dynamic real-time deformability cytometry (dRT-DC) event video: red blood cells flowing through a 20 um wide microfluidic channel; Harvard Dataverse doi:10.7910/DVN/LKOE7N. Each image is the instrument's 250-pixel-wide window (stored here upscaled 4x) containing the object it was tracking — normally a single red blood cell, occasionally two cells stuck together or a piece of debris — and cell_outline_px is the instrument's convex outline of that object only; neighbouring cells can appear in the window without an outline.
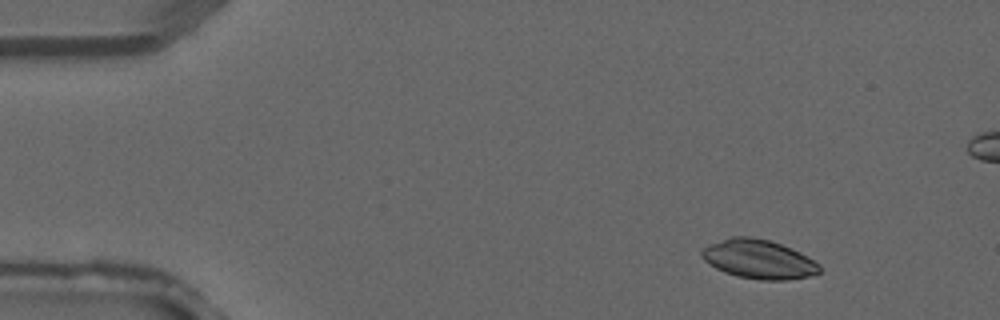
{"species": "common noctule bat (a hibernating species)", "species_latin": "Nyctalus noctula", "temperature_condition": "warm", "stored_images_in_passage": 3, "camera_frame_rate_fps": 3000, "um_per_image_px": 0.085, "animal": {"sex": "male", "forearm_length_mm": 52.5}, "frame": {"image": 1, "passage_image": 1, "time_ms": 0.0, "image_size_px": [1000, 320], "cell_outline_px": [[820, 272], [808, 276], [788, 280], [760, 280], [736, 276], [724, 272], [716, 268], [704, 260], [700, 256], [700, 252], [708, 244], [732, 236], [748, 236], [768, 240], [792, 248], [808, 256], [820, 264]], "centroid_in_image_um": [64.48, 22.03], "position_along_channel_um": 20.5, "area_um2": 26.88}}